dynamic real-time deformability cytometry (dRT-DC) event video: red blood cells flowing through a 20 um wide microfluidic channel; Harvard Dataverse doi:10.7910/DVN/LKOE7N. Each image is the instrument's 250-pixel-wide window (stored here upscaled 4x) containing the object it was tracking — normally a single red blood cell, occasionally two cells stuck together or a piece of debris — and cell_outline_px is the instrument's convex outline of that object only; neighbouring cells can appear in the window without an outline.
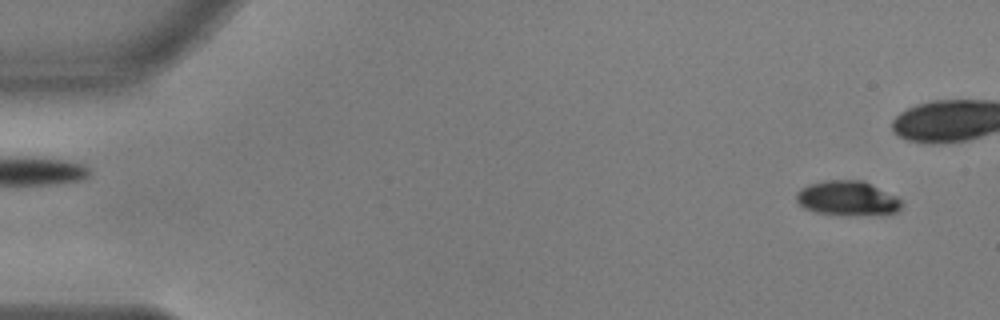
{"species": "common noctule bat (a hibernating species)", "species_latin": "Nyctalus noctula", "temperature_condition": "warm", "stored_images_in_passage": 44, "camera_frame_rate_fps": 3000, "um_per_image_px": 0.085, "animal": {"sex": "male", "body_mass_g": 17.9, "forearm_length_mm": 54.2}, "frame": {"image": 1, "passage_image": 3, "time_ms": 0.667, "image_size_px": [1000, 320], "cell_outline_px": [[900, 212], [888, 216], [844, 216], [816, 212], [804, 208], [796, 200], [796, 192], [800, 188], [808, 184], [824, 180], [864, 180], [896, 196], [900, 200]], "centroid_in_image_um": [72.07, 16.89], "position_along_channel_um": 12.9, "area_um2": 22.02}}
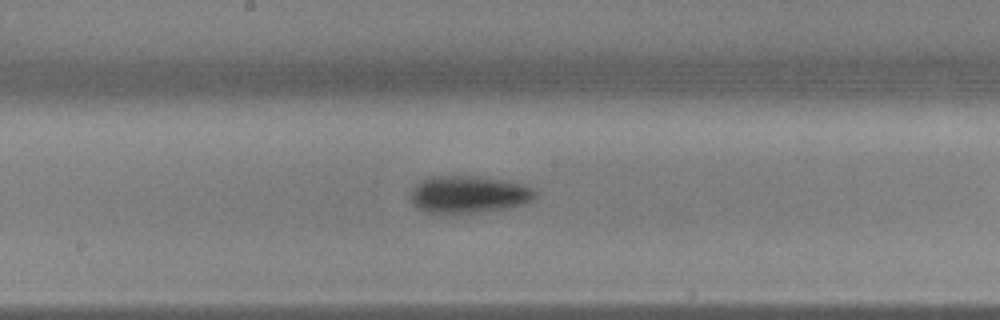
{"frame": {"image": 2, "passage_image": 29, "time_ms": 9.333, "image_size_px": [1000, 320], "cell_outline_px": [[536, 196], [532, 200], [508, 208], [444, 216], [428, 212], [416, 208], [412, 200], [412, 188], [420, 180], [428, 176], [476, 176], [508, 180], [532, 188], [536, 192]], "centroid_in_image_um": [39.78, 16.54], "position_along_channel_um": 208.4, "area_um2": 27.46}}
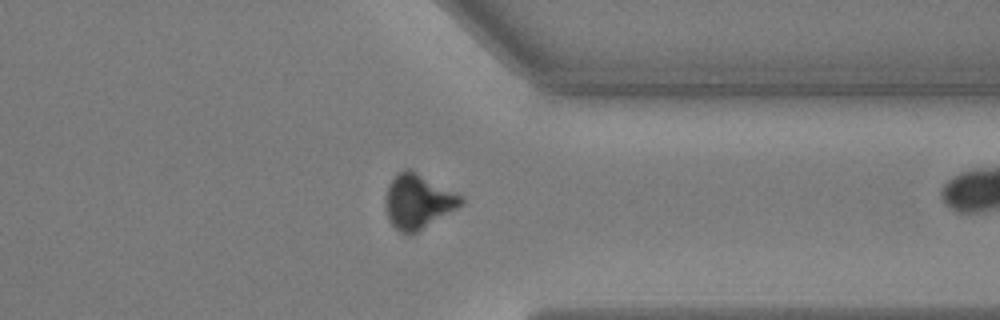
{"frame": {"image": 3, "passage_image": 43, "time_ms": 14.0, "image_size_px": [1000, 320], "cell_outline_px": [[464, 204], [412, 236], [408, 236], [400, 232], [388, 220], [384, 208], [384, 200], [388, 184], [396, 172], [408, 168], [464, 196]], "centroid_in_image_um": [35.51, 17.15], "position_along_channel_um": 375.9, "area_um2": 24.57}}